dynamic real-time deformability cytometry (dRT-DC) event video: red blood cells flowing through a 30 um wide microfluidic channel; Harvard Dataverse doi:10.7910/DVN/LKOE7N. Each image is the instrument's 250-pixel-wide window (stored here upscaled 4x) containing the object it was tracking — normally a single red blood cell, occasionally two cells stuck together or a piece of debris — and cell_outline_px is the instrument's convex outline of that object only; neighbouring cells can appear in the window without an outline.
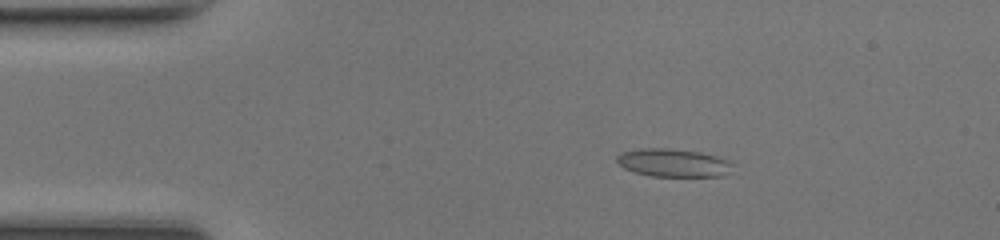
{"species": "common noctule bat (a hibernating species)", "species_latin": "Nyctalus noctula", "temperature_condition": "room temperature", "stored_images_in_passage": 49, "segment_of_instrument_passage": [1, 2], "camera_frame_rate_fps": 3000, "um_per_image_px": 0.085, "animal": {"sex": "female", "body_mass_g": 17.0, "forearm_length_mm": 48.0}, "frame": {"image": 1, "passage_image": 8, "time_ms": 2.333, "image_size_px": [1000, 240], "cell_outline_px": [[736, 164], [724, 176], [652, 176], [632, 172], [616, 164], [616, 156], [620, 152], [640, 148], [668, 148], [700, 152], [716, 156], [728, 160]], "centroid_in_image_um": [57.2, 13.83], "position_along_channel_um": 27.8, "area_um2": 19.25}}
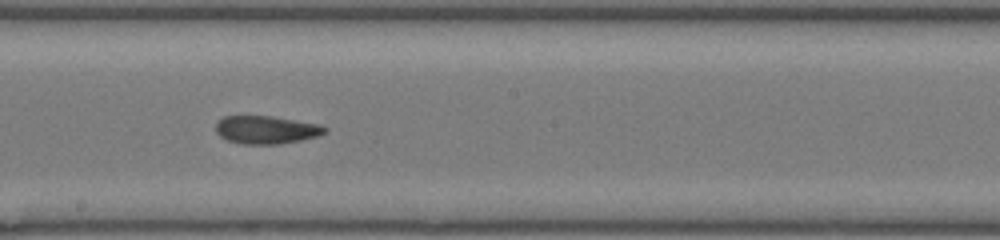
{"frame": {"image": 2, "passage_image": 26, "time_ms": 8.333, "image_size_px": [1000, 240], "cell_outline_px": [[328, 132], [316, 136], [300, 140], [280, 144], [240, 144], [228, 140], [220, 136], [216, 132], [216, 124], [224, 116], [272, 116], [320, 124], [328, 128]], "centroid_in_image_um": [22.65, 11.03], "position_along_channel_um": 225.5, "area_um2": 17.8}}
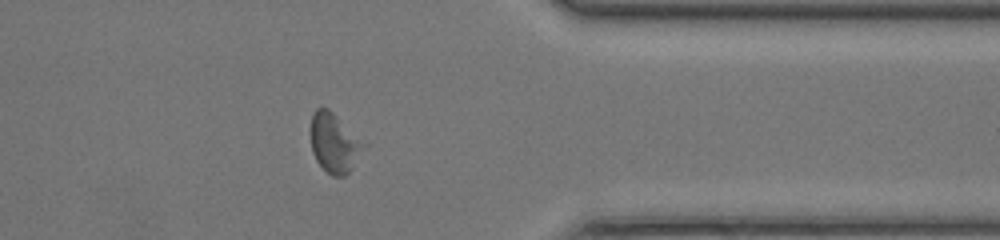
{"frame": {"image": 3, "passage_image": 38, "time_ms": 12.333, "image_size_px": [1000, 240], "cell_outline_px": [[368, 144], [352, 168], [344, 176], [332, 176], [316, 160], [312, 152], [312, 112], [316, 108], [328, 108], [368, 140]], "centroid_in_image_um": [28.51, 12.11], "position_along_channel_um": 382.9, "area_um2": 18.79}}